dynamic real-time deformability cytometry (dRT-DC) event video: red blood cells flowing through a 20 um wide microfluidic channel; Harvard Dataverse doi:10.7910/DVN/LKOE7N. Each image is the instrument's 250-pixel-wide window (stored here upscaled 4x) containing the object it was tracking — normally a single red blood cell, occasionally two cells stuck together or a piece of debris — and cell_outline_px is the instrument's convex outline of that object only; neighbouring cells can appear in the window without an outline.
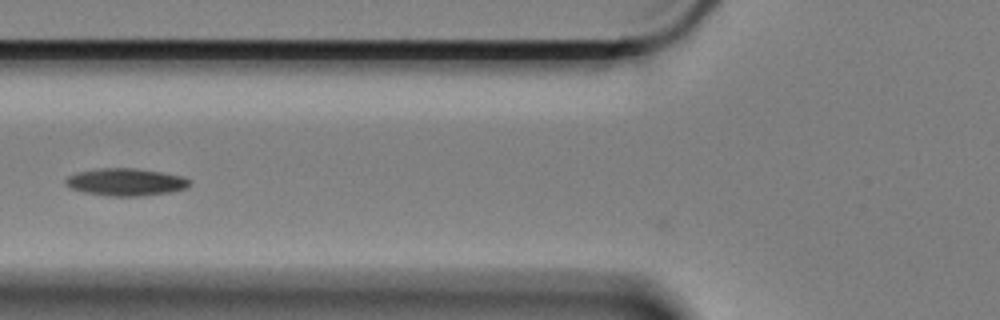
{"species": "Egyptian fruit bat (a non-hibernating species)", "species_latin": "Rousettus aegyptiacus", "temperature_condition": "cold", "stored_images_in_passage": 6, "camera_frame_rate_fps": 3000, "um_per_image_px": 0.085, "animal": {"sex": "female"}, "frame": {"image": 1, "passage_image": 4, "time_ms": 1.0, "image_size_px": [1000, 320], "cell_outline_px": [[192, 184], [188, 188], [172, 192], [140, 196], [108, 196], [84, 192], [72, 188], [64, 184], [64, 180], [68, 176], [76, 172], [100, 168], [136, 168], [184, 176], [192, 180]], "centroid_in_image_um": [10.74, 15.47], "position_along_channel_um": 115.1, "area_um2": 20.06}}